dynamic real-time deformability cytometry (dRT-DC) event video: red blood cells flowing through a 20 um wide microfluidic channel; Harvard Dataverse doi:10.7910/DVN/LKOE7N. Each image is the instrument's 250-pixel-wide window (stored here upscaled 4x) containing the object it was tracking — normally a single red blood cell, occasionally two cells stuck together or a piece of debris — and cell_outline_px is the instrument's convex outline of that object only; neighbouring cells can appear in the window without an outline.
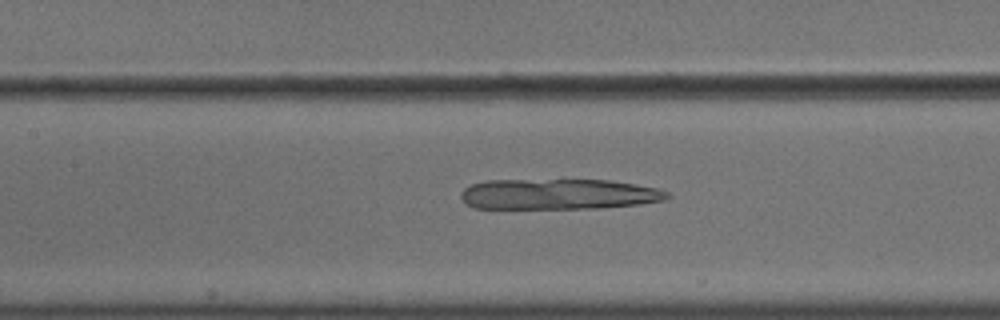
{"species": "common noctule bat (a hibernating species)", "species_latin": "Nyctalus noctula", "temperature_condition": "cold", "stored_images_in_passage": 51, "camera_frame_rate_fps": 3000, "um_per_image_px": 0.085, "animal": {"sex": "male", "body_mass_g": 18.8}, "frame": {"image": 1, "passage_image": 22, "time_ms": 7.0, "image_size_px": [1000, 320], "cell_outline_px": [[672, 196], [664, 200], [636, 204], [596, 208], [472, 208], [464, 204], [460, 196], [460, 192], [464, 188], [472, 184], [484, 180], [608, 180], [660, 188], [668, 192]], "centroid_in_image_um": [47.43, 16.5], "position_along_channel_um": 160.0, "area_um2": 36.88}}
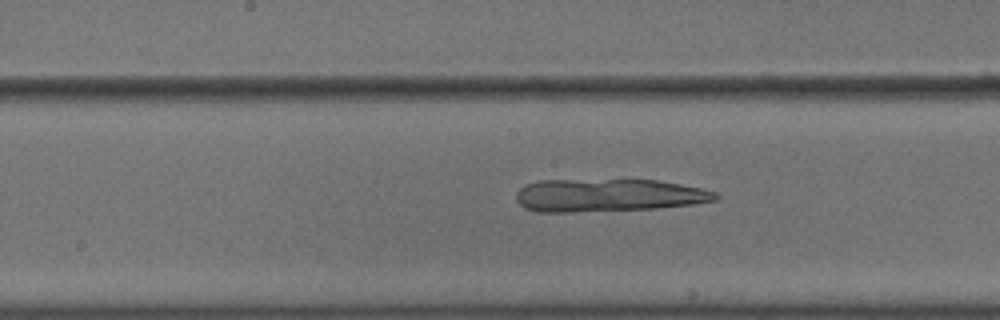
{"frame": {"image": 2, "passage_image": 25, "time_ms": 8.0, "image_size_px": [1000, 320], "cell_outline_px": [[720, 196], [716, 200], [692, 204], [656, 208], [572, 212], [536, 212], [524, 208], [516, 200], [516, 192], [524, 184], [540, 180], [656, 180], [680, 184], [700, 188], [716, 192]], "centroid_in_image_um": [51.65, 16.6], "position_along_channel_um": 196.5, "area_um2": 38.15}}
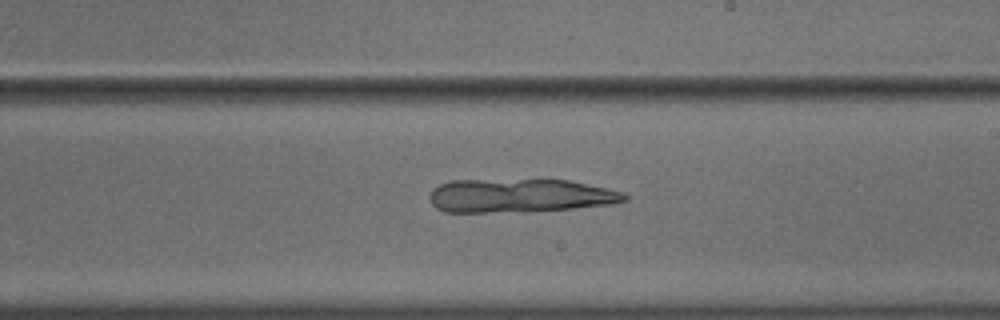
{"frame": {"image": 3, "passage_image": 29, "time_ms": 9.333, "image_size_px": [1000, 320], "cell_outline_px": [[628, 200], [612, 204], [572, 208], [528, 212], [444, 212], [436, 208], [432, 204], [428, 196], [432, 188], [440, 184], [452, 180], [568, 180], [608, 188], [624, 192], [628, 196]], "centroid_in_image_um": [44.18, 16.64], "position_along_channel_um": 244.8, "area_um2": 38.49}}